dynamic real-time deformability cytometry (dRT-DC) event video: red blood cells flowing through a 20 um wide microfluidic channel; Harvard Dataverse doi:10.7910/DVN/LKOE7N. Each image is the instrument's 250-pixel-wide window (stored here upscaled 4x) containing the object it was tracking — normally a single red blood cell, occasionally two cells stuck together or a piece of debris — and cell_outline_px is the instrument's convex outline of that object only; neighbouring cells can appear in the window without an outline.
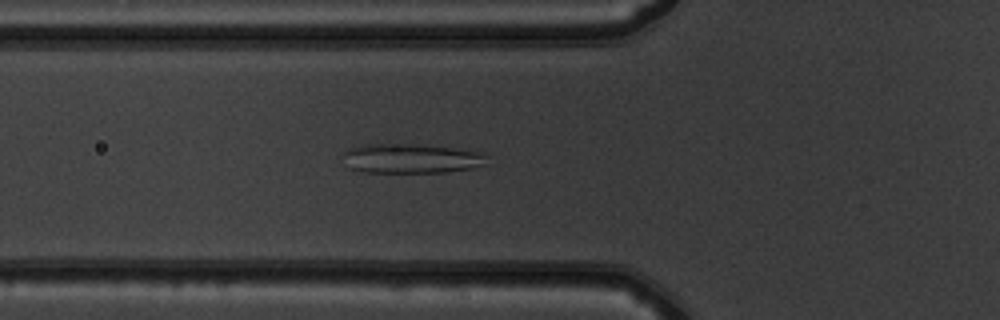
{"species": "common noctule bat (a hibernating species)", "species_latin": "Nyctalus noctula", "temperature_condition": "warm", "stored_images_in_passage": 50, "camera_frame_rate_fps": 3000, "um_per_image_px": 0.085, "animal": {"sex": "male", "body_mass_g": 19.5, "forearm_length_mm": 54.6}, "frame": {"image": 1, "passage_image": 18, "time_ms": 5.667, "image_size_px": [1000, 320], "cell_outline_px": [[484, 156], [480, 164], [472, 168], [444, 172], [364, 172], [352, 168], [344, 152], [348, 148], [360, 144], [412, 144], [456, 148], [484, 152]], "centroid_in_image_um": [34.93, 13.45], "position_along_channel_um": 90.9, "area_um2": 24.16}}
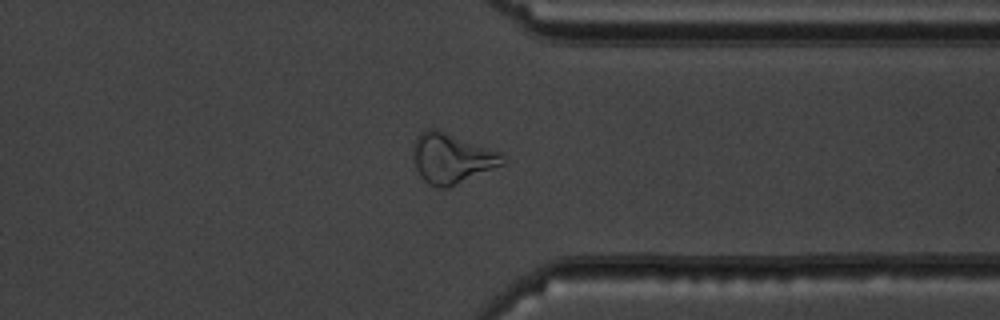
{"frame": {"image": 2, "passage_image": 39, "time_ms": 12.667, "image_size_px": [1000, 320], "cell_outline_px": [[504, 164], [448, 188], [436, 188], [424, 180], [420, 176], [416, 168], [412, 156], [412, 148], [416, 136], [420, 132], [428, 128], [436, 128], [500, 152], [504, 156]], "centroid_in_image_um": [38.35, 13.45], "position_along_channel_um": 373.1, "area_um2": 26.18}}
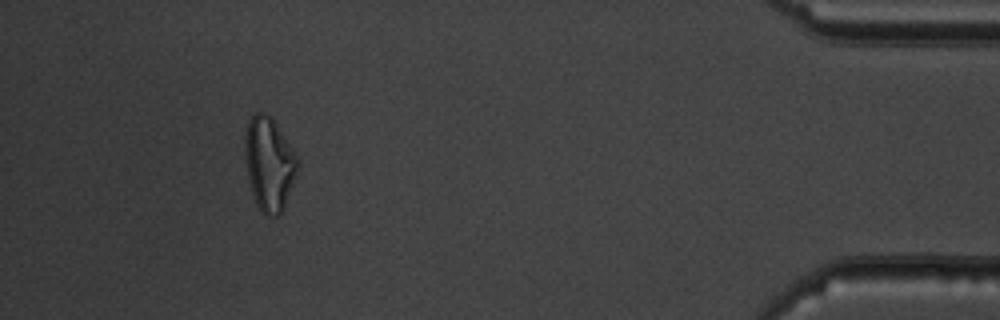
{"frame": {"image": 3, "passage_image": 46, "time_ms": 15.0, "image_size_px": [1000, 320], "cell_outline_px": [[296, 172], [284, 208], [276, 216], [264, 216], [260, 212], [256, 204], [252, 192], [248, 176], [244, 152], [244, 136], [248, 120], [256, 112], [264, 112], [272, 116], [296, 156]], "centroid_in_image_um": [22.83, 13.91], "position_along_channel_um": 412.4, "area_um2": 28.38}, "authors_computed_cell_mechanics": {"area_um2": 27.3105, "velocity_mm_per_s": 4.0565, "shape_relaxation_time_tau1_ms": null, "shape_relaxation_time_tau2_ms": 3.8613, "deformation_change_tau1": null, "deformation_change_tau2": 0.139}}